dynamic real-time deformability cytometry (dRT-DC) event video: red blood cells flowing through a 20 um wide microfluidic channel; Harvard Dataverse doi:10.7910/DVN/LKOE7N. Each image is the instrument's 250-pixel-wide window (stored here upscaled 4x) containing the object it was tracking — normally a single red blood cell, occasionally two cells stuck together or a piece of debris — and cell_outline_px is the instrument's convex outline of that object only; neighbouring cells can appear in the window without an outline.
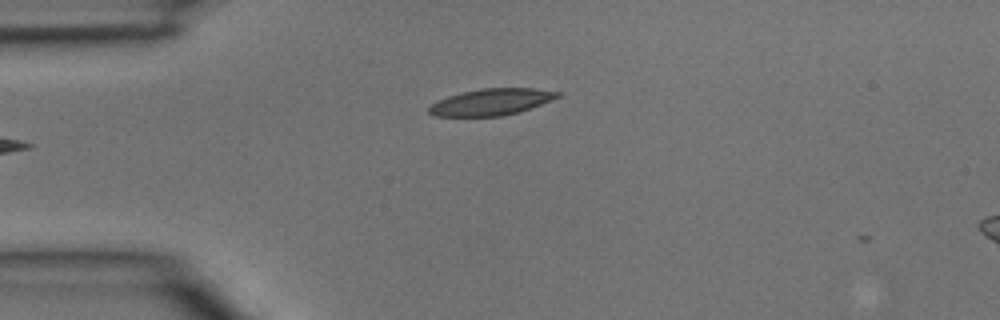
{"species": "common noctule bat (a hibernating species)", "species_latin": "Nyctalus noctula", "temperature_condition": "room temperature", "stored_images_in_passage": 5, "camera_frame_rate_fps": 3000, "um_per_image_px": 0.085, "animal": {"sex": "male", "body_mass_g": 15.6}, "frame": {"image": 1, "passage_image": 5, "time_ms": 1.333, "image_size_px": [1000, 320], "cell_outline_px": [[560, 96], [552, 100], [516, 112], [500, 116], [432, 116], [428, 112], [428, 108], [436, 100], [448, 96], [480, 88], [532, 88], [560, 92]], "centroid_in_image_um": [41.71, 8.66], "position_along_channel_um": 43.3, "area_um2": 19.65}}